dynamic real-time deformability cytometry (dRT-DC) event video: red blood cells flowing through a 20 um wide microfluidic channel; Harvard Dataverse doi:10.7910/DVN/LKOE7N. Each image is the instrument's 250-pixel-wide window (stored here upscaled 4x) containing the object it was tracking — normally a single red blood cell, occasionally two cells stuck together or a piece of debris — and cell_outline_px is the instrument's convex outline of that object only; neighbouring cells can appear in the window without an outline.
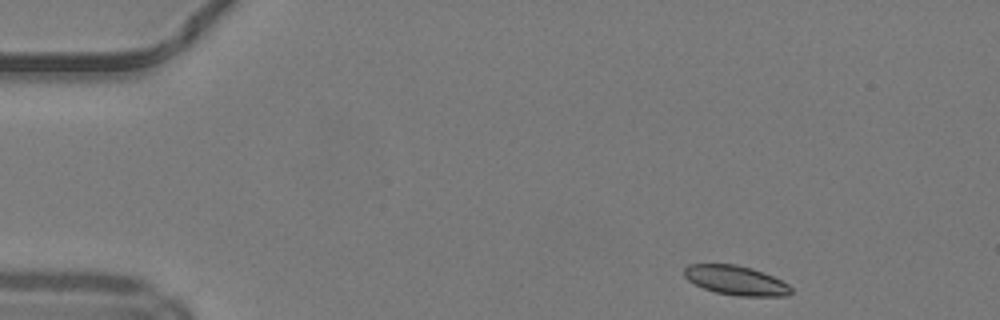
{"species": "common noctule bat (a hibernating species)", "species_latin": "Nyctalus noctula", "temperature_condition": "warm", "stored_images_in_passage": 44, "camera_frame_rate_fps": 3000, "um_per_image_px": 0.085, "animal": {"sex": "male", "body_mass_g": 19.2, "forearm_length_mm": 51.8}, "frame": {"image": 1, "passage_image": 1, "time_ms": 0.0, "image_size_px": [1000, 320], "cell_outline_px": [[792, 292], [788, 296], [736, 296], [716, 292], [704, 288], [688, 280], [684, 276], [684, 268], [688, 264], [736, 264], [752, 268], [772, 276], [788, 284], [792, 288]], "centroid_in_image_um": [62.55, 23.83], "position_along_channel_um": 22.4, "area_um2": 18.26}}
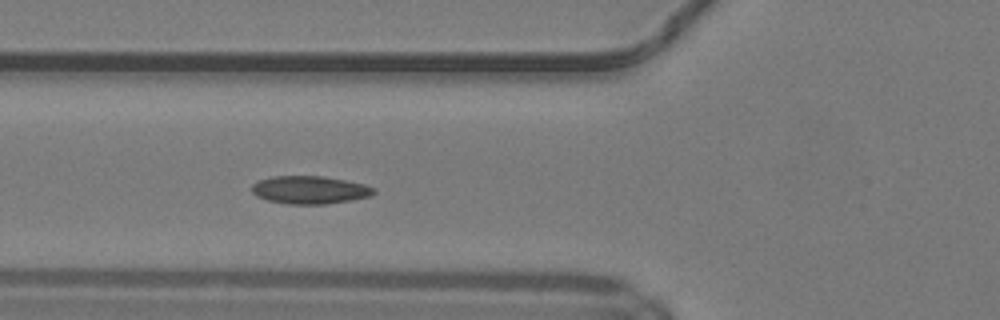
{"frame": {"image": 2, "passage_image": 13, "time_ms": 4.0, "image_size_px": [1000, 320], "cell_outline_px": [[376, 192], [368, 196], [328, 204], [288, 204], [268, 200], [256, 196], [252, 192], [252, 184], [260, 180], [272, 176], [320, 176], [344, 180], [364, 184], [376, 188]], "centroid_in_image_um": [26.31, 16.14], "position_along_channel_um": 99.5, "area_um2": 19.65}}
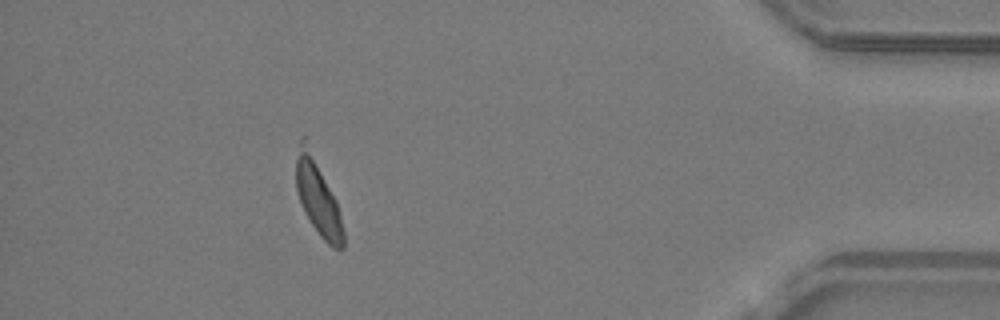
{"frame": {"image": 3, "passage_image": 39, "time_ms": 12.667, "image_size_px": [1000, 320], "cell_outline_px": [[344, 248], [332, 248], [320, 236], [312, 224], [300, 200], [296, 188], [296, 160], [300, 136], [304, 136], [336, 200], [344, 232]], "centroid_in_image_um": [27.02, 16.77], "position_along_channel_um": 408.2, "area_um2": 20.23}, "authors_computed_cell_mechanics": {"area_um2": 19.1896, "velocity_mm_per_s": 4.1654, "shape_relaxation_time_tau1_ms": 4.563, "shape_relaxation_time_tau2_ms": 5.4193, "deformation_change_tau1": 0.0998, "deformation_change_tau2": 0.0778}}